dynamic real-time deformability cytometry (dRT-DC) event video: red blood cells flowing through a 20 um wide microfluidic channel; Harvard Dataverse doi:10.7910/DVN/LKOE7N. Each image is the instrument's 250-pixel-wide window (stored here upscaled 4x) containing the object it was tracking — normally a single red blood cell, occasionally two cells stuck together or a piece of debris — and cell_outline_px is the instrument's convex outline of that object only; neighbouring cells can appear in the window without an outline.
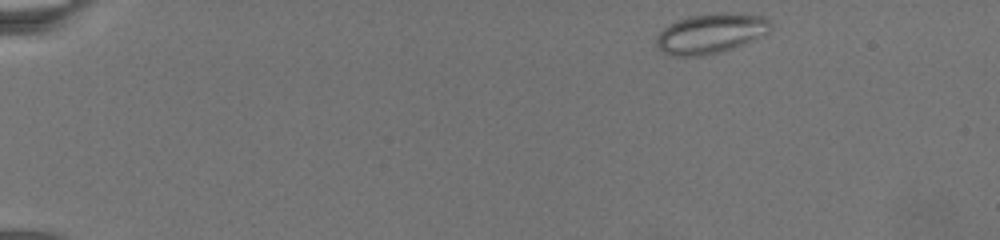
{"species": "common noctule bat (a hibernating species)", "species_latin": "Nyctalus noctula", "temperature_condition": "warm", "stored_images_in_passage": 51, "camera_frame_rate_fps": 3000, "um_per_image_px": 0.085, "animal": {"sex": "female", "body_mass_g": 19.5, "forearm_length_mm": 54.1}, "frame": {"image": 1, "passage_image": 1, "time_ms": 0.0, "image_size_px": [1000, 240], "cell_outline_px": [[772, 28], [764, 36], [744, 44], [720, 52], [704, 56], [672, 56], [664, 52], [656, 44], [656, 36], [668, 24], [676, 20], [688, 16], [716, 12], [720, 12], [764, 16], [772, 24]], "centroid_in_image_um": [60.42, 2.84], "position_along_channel_um": 24.6, "area_um2": 26.82}}
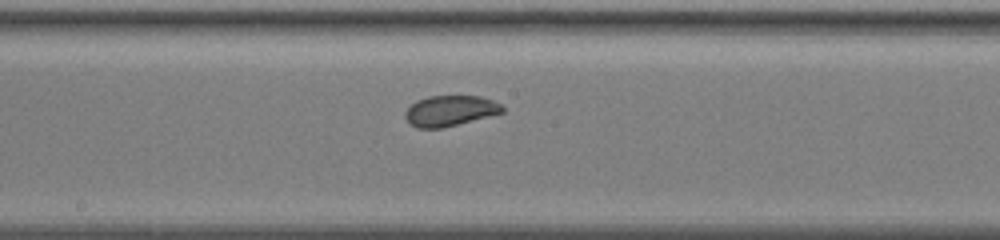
{"frame": {"image": 2, "passage_image": 24, "time_ms": 10.333, "image_size_px": [1000, 240], "cell_outline_px": [[504, 112], [440, 128], [416, 128], [404, 116], [404, 112], [416, 100], [428, 96], [480, 96], [492, 100], [500, 104], [504, 108]], "centroid_in_image_um": [38.23, 9.4], "position_along_channel_um": 210.0, "area_um2": 17.05}}
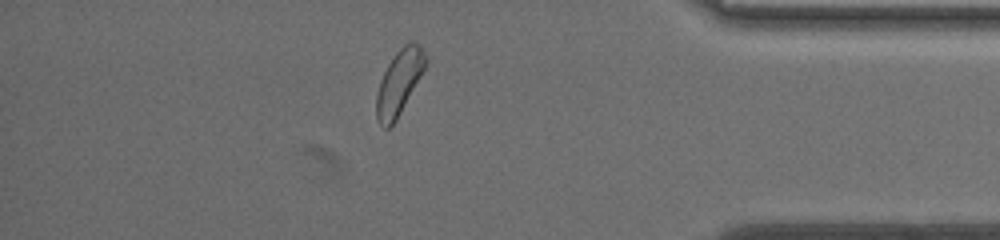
{"frame": {"image": 3, "passage_image": 43, "time_ms": 17.667, "image_size_px": [1000, 240], "cell_outline_px": [[428, 60], [420, 76], [396, 120], [388, 128], [384, 128], [376, 120], [376, 96], [380, 80], [388, 64], [396, 52], [408, 40], [412, 40], [420, 44], [428, 56]], "centroid_in_image_um": [33.93, 6.95], "position_along_channel_um": 401.3, "area_um2": 18.44}}